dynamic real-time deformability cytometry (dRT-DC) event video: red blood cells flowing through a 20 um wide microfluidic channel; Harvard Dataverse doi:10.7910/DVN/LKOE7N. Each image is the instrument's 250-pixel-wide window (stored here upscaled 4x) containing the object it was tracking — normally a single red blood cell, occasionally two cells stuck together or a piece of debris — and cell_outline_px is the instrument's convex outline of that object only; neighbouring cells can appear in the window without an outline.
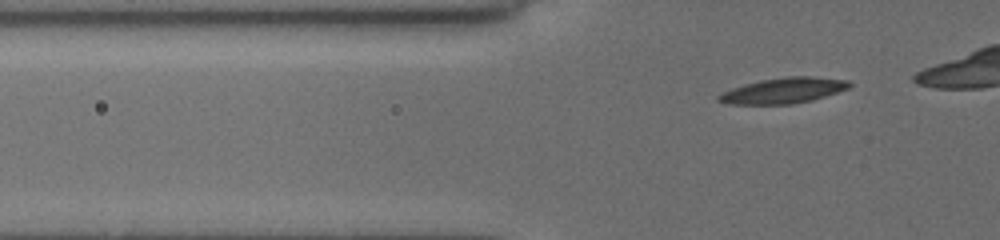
{"species": "common noctule bat (a hibernating species)", "species_latin": "Nyctalus noctula", "temperature_condition": "cold", "stored_images_in_passage": 15, "camera_frame_rate_fps": 3000, "um_per_image_px": 0.085, "animal": {"sex": "female", "body_mass_g": 19.5, "forearm_length_mm": 54.1}, "frame": {"image": 1, "passage_image": 4, "time_ms": 1.0, "image_size_px": [1000, 240], "cell_outline_px": [[852, 84], [848, 88], [812, 100], [788, 104], [732, 104], [716, 100], [716, 96], [732, 88], [764, 80], [788, 76], [808, 76], [844, 80]], "centroid_in_image_um": [66.57, 7.7], "position_along_channel_um": 59.2, "area_um2": 18.9}}
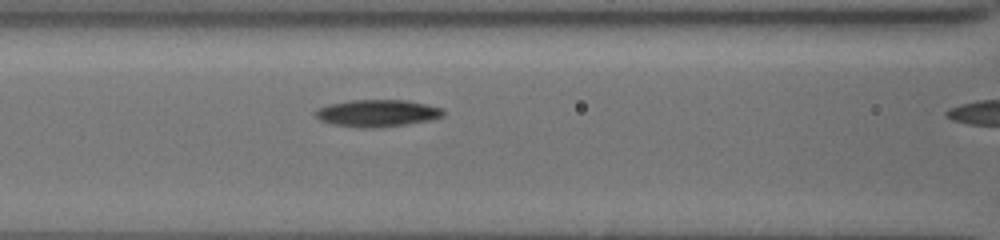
{"frame": {"image": 2, "passage_image": 11, "time_ms": 3.333, "image_size_px": [1000, 240], "cell_outline_px": [[444, 116], [428, 120], [404, 124], [372, 128], [364, 128], [336, 124], [320, 120], [316, 116], [316, 112], [320, 108], [332, 104], [352, 100], [404, 100], [424, 104], [440, 108], [444, 112]], "centroid_in_image_um": [32.09, 9.62], "position_along_channel_um": 134.5, "area_um2": 19.48}}
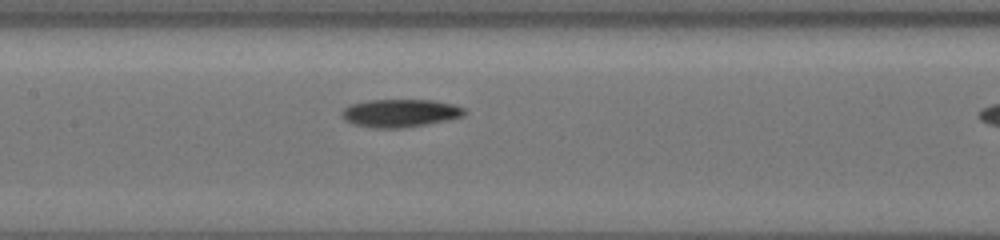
{"frame": {"image": 3, "passage_image": 14, "time_ms": 4.333, "image_size_px": [1000, 240], "cell_outline_px": [[464, 112], [460, 116], [444, 120], [424, 124], [400, 128], [376, 128], [356, 124], [348, 120], [344, 116], [344, 108], [352, 104], [368, 100], [432, 100], [452, 104], [464, 108]], "centroid_in_image_um": [34.01, 9.6], "position_along_channel_um": 173.4, "area_um2": 19.19}}